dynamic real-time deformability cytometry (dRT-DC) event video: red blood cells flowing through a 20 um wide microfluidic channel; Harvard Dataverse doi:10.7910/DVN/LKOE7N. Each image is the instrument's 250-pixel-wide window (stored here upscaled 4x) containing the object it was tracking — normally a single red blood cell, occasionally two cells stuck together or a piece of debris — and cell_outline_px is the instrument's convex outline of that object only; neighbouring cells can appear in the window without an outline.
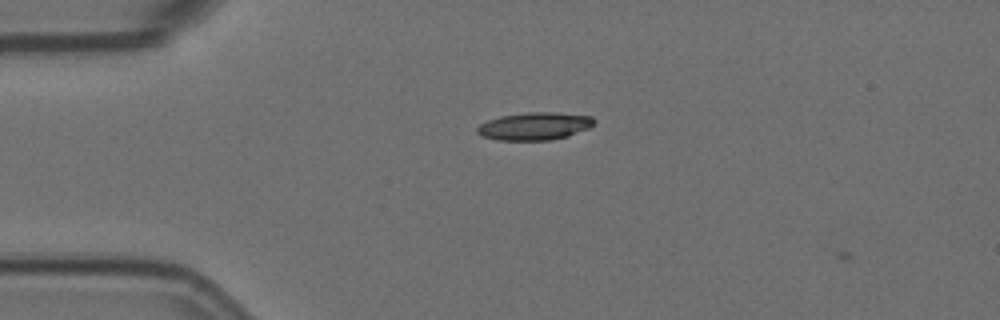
{"species": "Egyptian fruit bat (a non-hibernating species)", "species_latin": "Rousettus aegyptiacus", "temperature_condition": "room temperature", "stored_images_in_passage": 2, "camera_frame_rate_fps": 3000, "um_per_image_px": 0.085, "animal": {"sex": "female"}, "frame": {"image": 1, "passage_image": 1, "time_ms": 0.0, "image_size_px": [1000, 320], "cell_outline_px": [[596, 120], [588, 128], [568, 136], [552, 140], [496, 140], [484, 136], [476, 132], [476, 128], [480, 124], [488, 120], [500, 116], [528, 112], [556, 112], [592, 116]], "centroid_in_image_um": [45.44, 10.72], "position_along_channel_um": 39.6, "area_um2": 18.84}}